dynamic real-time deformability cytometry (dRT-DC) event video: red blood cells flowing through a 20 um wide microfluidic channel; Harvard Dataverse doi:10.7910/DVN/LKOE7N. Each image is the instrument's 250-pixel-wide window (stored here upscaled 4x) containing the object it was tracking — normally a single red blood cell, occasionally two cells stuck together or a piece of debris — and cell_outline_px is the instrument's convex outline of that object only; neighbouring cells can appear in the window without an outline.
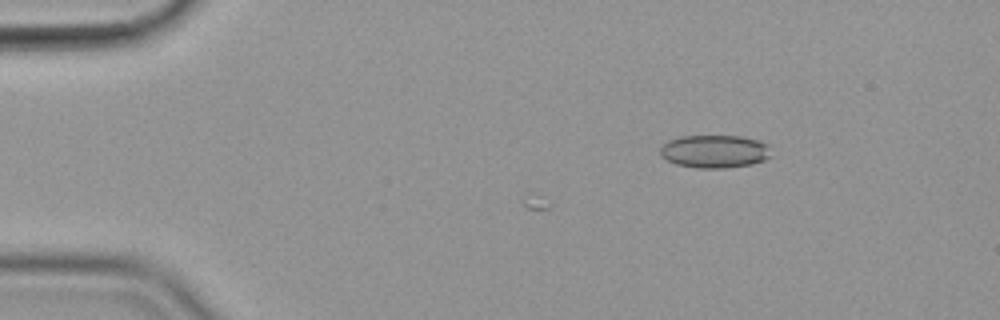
{"species": "common noctule bat (a hibernating species)", "species_latin": "Nyctalus noctula", "temperature_condition": "cold", "stored_images_in_passage": 14, "camera_frame_rate_fps": 3000, "um_per_image_px": 0.085, "animal": {"sex": "female", "body_mass_g": 19.9}, "frame": {"image": 1, "passage_image": 14, "time_ms": 4.333, "image_size_px": [1000, 320], "cell_outline_px": [[772, 156], [764, 160], [752, 164], [724, 168], [700, 168], [676, 164], [660, 156], [660, 148], [668, 140], [680, 136], [740, 136], [756, 140], [768, 144]], "centroid_in_image_um": [60.75, 12.87], "position_along_channel_um": 24.3, "area_um2": 21.33}}